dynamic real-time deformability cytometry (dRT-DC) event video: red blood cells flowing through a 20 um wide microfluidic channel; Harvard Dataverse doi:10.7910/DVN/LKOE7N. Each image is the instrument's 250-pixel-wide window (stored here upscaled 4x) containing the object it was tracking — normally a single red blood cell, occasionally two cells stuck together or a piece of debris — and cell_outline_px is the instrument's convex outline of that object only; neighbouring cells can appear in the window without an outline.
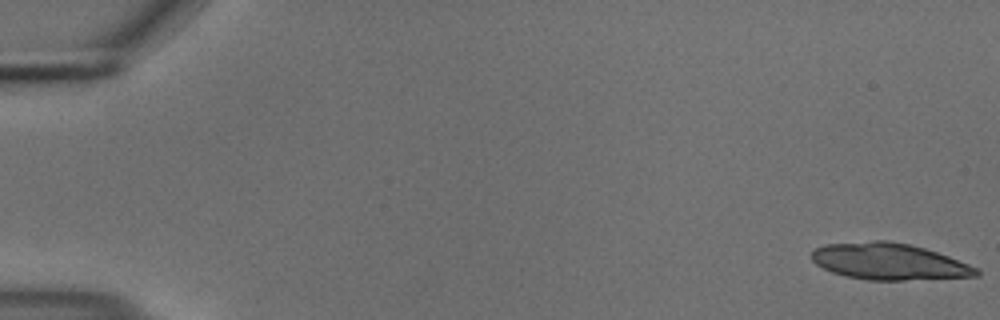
{"species": "common noctule bat (a hibernating species)", "species_latin": "Nyctalus noctula", "temperature_condition": "cold", "stored_images_in_passage": 57, "camera_frame_rate_fps": 3000, "um_per_image_px": 0.085, "animal": {"sex": "male", "body_mass_g": 18.8}, "frame": {"image": 1, "passage_image": 1, "time_ms": 0.0, "image_size_px": [1000, 320], "cell_outline_px": [[980, 276], [904, 280], [868, 280], [844, 276], [832, 272], [816, 264], [812, 260], [812, 252], [816, 248], [824, 244], [876, 240], [888, 240], [908, 244], [924, 248], [948, 256], [980, 268]], "centroid_in_image_um": [75.58, 22.23], "position_along_channel_um": 9.4, "area_um2": 35.14}}
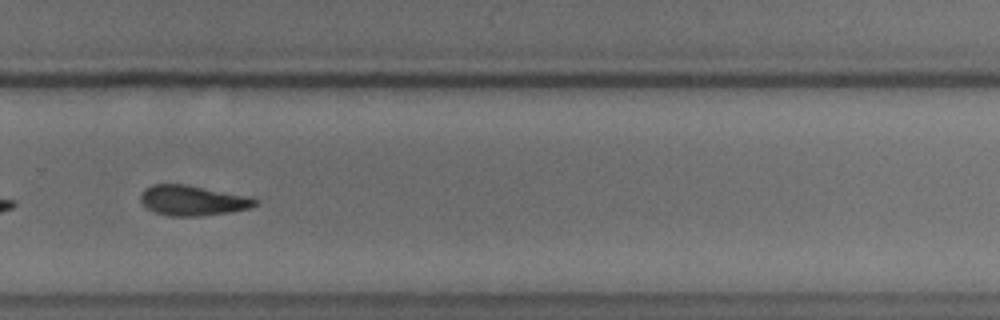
{"frame": {"image": 2, "passage_image": 39, "time_ms": 12.667, "image_size_px": [1000, 320], "cell_outline_px": [[260, 200], [256, 204], [248, 208], [228, 212], [196, 216], [168, 216], [156, 212], [148, 208], [140, 200], [140, 196], [144, 188], [152, 184], [184, 184], [252, 196]], "centroid_in_image_um": [16.39, 17.02], "position_along_channel_um": 313.4, "area_um2": 20.11}}
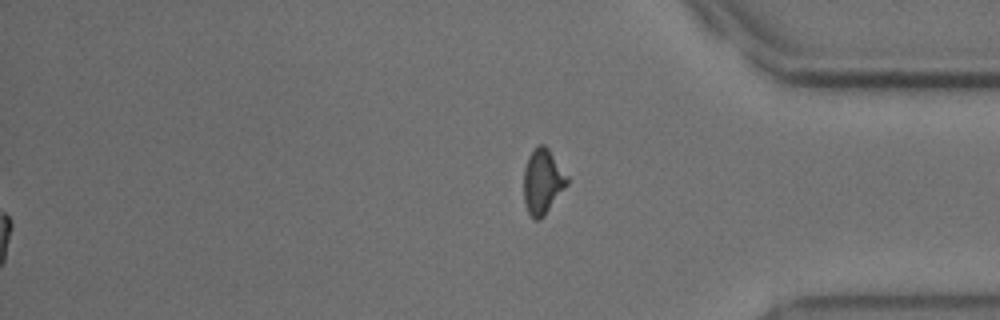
{"frame": {"image": 3, "passage_image": 57, "time_ms": 18.667, "image_size_px": [1000, 320], "cell_outline_px": [[568, 184], [544, 216], [540, 220], [532, 220], [528, 212], [524, 200], [524, 168], [528, 156], [540, 144], [544, 144], [548, 148], [568, 176]], "centroid_in_image_um": [46.12, 15.46], "position_along_channel_um": 389.1, "area_um2": 16.42}, "authors_computed_cell_mechanics": {"area_um2": 21.1548, "velocity_mm_per_s": 3.6856, "shape_relaxation_time_tau1_ms": 5.2746, "shape_relaxation_time_tau2_ms": null, "deformation_change_tau1": 0.1274, "deformation_change_tau2": null}}